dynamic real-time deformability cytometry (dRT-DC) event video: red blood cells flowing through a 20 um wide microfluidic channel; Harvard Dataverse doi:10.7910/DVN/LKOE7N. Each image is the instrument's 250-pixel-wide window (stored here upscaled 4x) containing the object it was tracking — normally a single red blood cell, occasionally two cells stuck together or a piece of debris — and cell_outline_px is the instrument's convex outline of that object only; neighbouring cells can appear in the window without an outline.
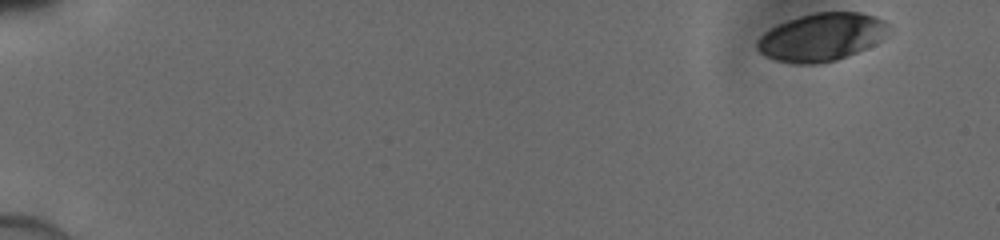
{"species": "human", "species_latin": "Homo sapiens", "temperature_condition": "cold", "stored_images_in_passage": 48, "camera_frame_rate_fps": 3000, "um_per_image_px": 0.085, "donor": {"sex": "male"}, "frame": {"image": 1, "passage_image": 1, "time_ms": 0.0, "image_size_px": [1000, 240], "cell_outline_px": [[892, 32], [888, 36], [856, 52], [836, 60], [820, 64], [792, 64], [776, 60], [764, 56], [756, 48], [756, 40], [764, 32], [788, 20], [800, 16], [816, 12], [860, 12], [884, 20], [888, 24]], "centroid_in_image_um": [69.83, 3.16], "position_along_channel_um": 15.2, "area_um2": 36.76}}
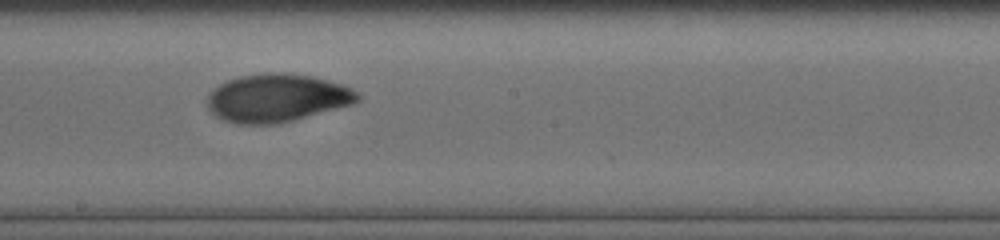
{"frame": {"image": 2, "passage_image": 28, "time_ms": 9.0, "image_size_px": [1000, 240], "cell_outline_px": [[360, 100], [352, 104], [292, 120], [276, 124], [236, 124], [224, 120], [216, 116], [208, 108], [208, 92], [220, 84], [228, 80], [240, 76], [264, 72], [284, 72], [312, 76], [344, 84], [352, 88], [360, 96]], "centroid_in_image_um": [23.53, 8.31], "position_along_channel_um": 224.7, "area_um2": 42.14}}
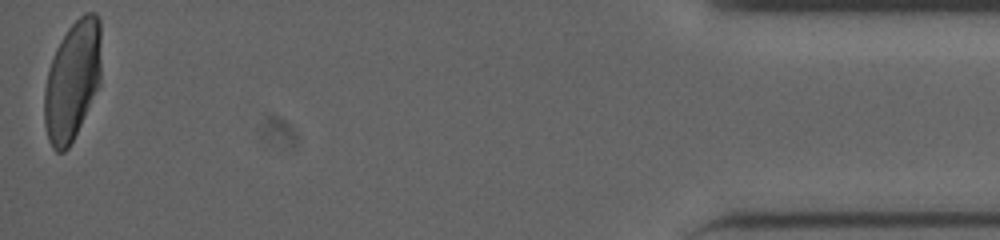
{"frame": {"image": 3, "passage_image": 48, "time_ms": 15.667, "image_size_px": [1000, 240], "cell_outline_px": [[100, 84], [68, 148], [64, 152], [56, 152], [52, 148], [48, 140], [44, 124], [44, 88], [48, 68], [56, 48], [60, 40], [68, 28], [84, 12], [96, 12], [100, 20]], "centroid_in_image_um": [6.13, 6.83], "position_along_channel_um": 429.1, "area_um2": 39.59}}